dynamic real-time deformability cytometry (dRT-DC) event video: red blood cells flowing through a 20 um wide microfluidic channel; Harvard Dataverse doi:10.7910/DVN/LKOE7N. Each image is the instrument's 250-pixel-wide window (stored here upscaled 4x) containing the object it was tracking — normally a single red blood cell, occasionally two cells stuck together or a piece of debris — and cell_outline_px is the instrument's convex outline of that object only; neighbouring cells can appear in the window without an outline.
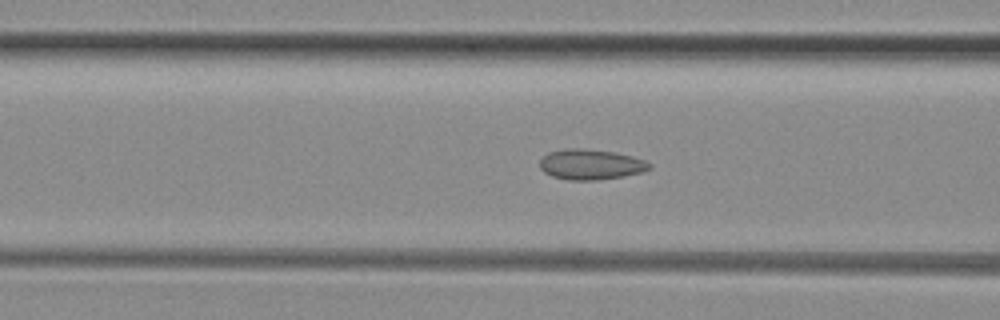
{"species": "common noctule bat (a hibernating species)", "species_latin": "Nyctalus noctula", "temperature_condition": "room temperature", "stored_images_in_passage": 48, "camera_frame_rate_fps": 3000, "um_per_image_px": 0.085, "animal": {"sex": "female", "body_mass_g": 29.2, "forearm_length_mm": 56.3}, "frame": {"image": 1, "passage_image": 16, "time_ms": 5.0, "image_size_px": [1000, 320], "cell_outline_px": [[652, 168], [644, 172], [624, 176], [600, 180], [568, 180], [552, 176], [544, 172], [540, 168], [540, 160], [548, 152], [568, 148], [580, 148], [612, 152], [632, 156], [644, 160], [652, 164]], "centroid_in_image_um": [50.23, 13.99], "position_along_channel_um": 116.4, "area_um2": 19.48}}
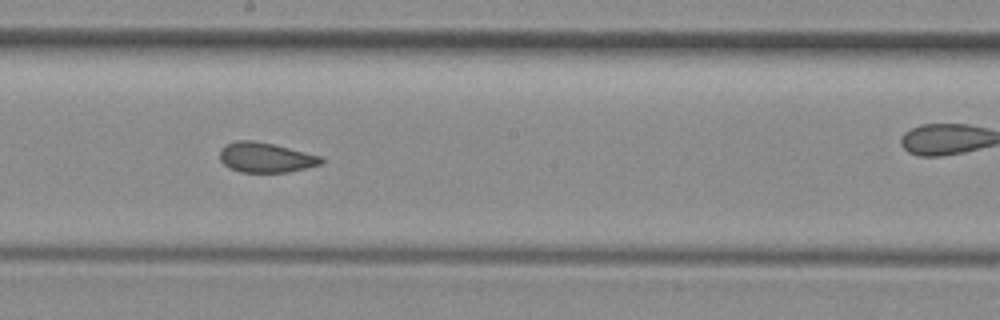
{"frame": {"image": 2, "passage_image": 24, "time_ms": 7.667, "image_size_px": [1000, 320], "cell_outline_px": [[324, 160], [320, 164], [288, 172], [240, 172], [228, 168], [220, 160], [220, 148], [236, 140], [252, 140], [272, 144], [320, 156]], "centroid_in_image_um": [22.53, 13.39], "position_along_channel_um": 225.7, "area_um2": 17.46}}
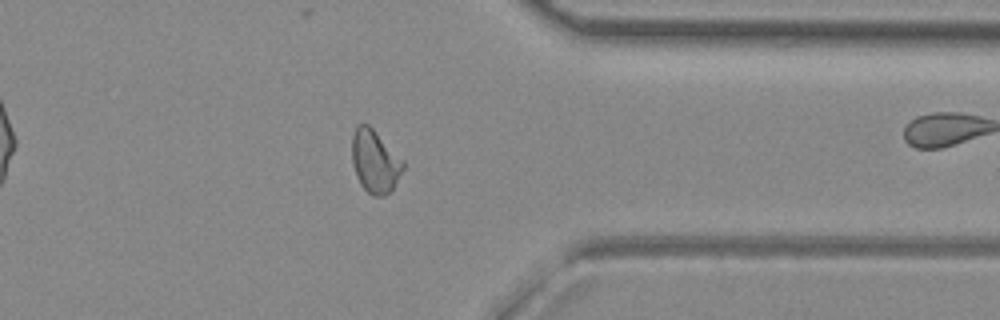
{"frame": {"image": 3, "passage_image": 36, "time_ms": 11.667, "image_size_px": [1000, 320], "cell_outline_px": [[404, 168], [392, 188], [384, 196], [372, 196], [360, 184], [356, 176], [352, 164], [352, 136], [356, 128], [360, 124], [368, 124], [404, 160]], "centroid_in_image_um": [31.86, 13.72], "position_along_channel_um": 379.5, "area_um2": 18.55}, "authors_computed_cell_mechanics": {"area_um2": 18.5827, "velocity_mm_per_s": 4.1006, "shape_relaxation_time_tau1_ms": null, "shape_relaxation_time_tau2_ms": 1.6572, "deformation_change_tau1": null, "deformation_change_tau2": 0.0761}}